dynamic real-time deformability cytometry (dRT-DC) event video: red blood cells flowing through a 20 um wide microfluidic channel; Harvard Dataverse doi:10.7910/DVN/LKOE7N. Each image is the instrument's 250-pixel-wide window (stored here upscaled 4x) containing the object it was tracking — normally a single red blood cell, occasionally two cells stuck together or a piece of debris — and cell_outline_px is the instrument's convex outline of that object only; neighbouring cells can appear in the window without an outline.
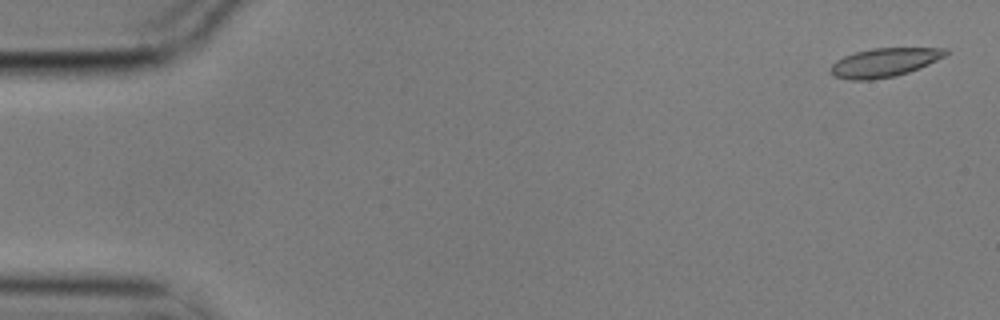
{"species": "common noctule bat (a hibernating species)", "species_latin": "Nyctalus noctula", "temperature_condition": "cold", "stored_images_in_passage": 7, "camera_frame_rate_fps": 3000, "um_per_image_px": 0.085, "animal": {"sex": "male", "body_mass_g": 17.9}, "frame": {"image": 1, "passage_image": 1, "time_ms": 0.0, "image_size_px": [1000, 320], "cell_outline_px": [[948, 52], [944, 56], [920, 68], [896, 76], [872, 80], [848, 80], [836, 76], [832, 72], [832, 64], [836, 60], [844, 56], [856, 52], [872, 48], [948, 48]], "centroid_in_image_um": [75.18, 5.31], "position_along_channel_um": 9.8, "area_um2": 19.13}}
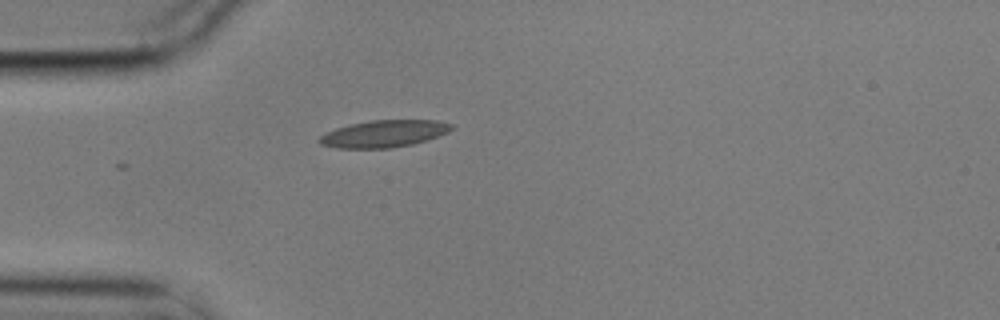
{"frame": {"image": 2, "passage_image": 5, "time_ms": 1.333, "image_size_px": [1000, 320], "cell_outline_px": [[452, 128], [448, 132], [428, 140], [412, 144], [392, 148], [336, 148], [320, 144], [316, 140], [320, 136], [336, 128], [348, 124], [372, 120], [436, 120], [452, 124]], "centroid_in_image_um": [32.62, 11.37], "position_along_channel_um": 52.4, "area_um2": 20.87}}